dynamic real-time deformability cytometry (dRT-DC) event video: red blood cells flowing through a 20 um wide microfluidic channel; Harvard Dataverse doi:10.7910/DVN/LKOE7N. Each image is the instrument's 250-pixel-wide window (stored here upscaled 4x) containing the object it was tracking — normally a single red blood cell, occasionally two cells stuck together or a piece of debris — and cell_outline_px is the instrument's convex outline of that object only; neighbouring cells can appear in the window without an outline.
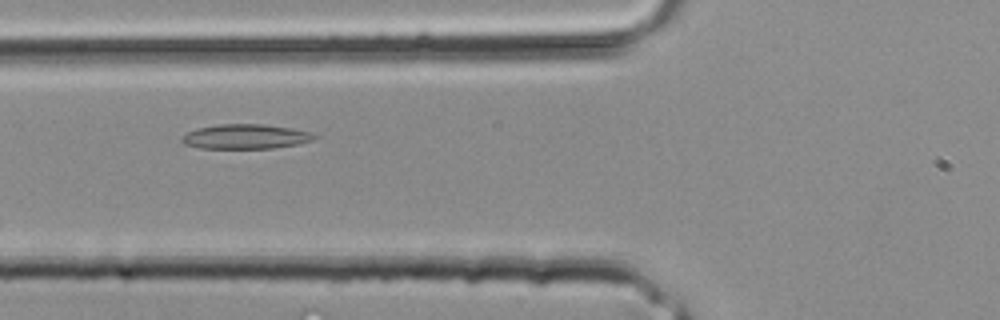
{"species": "common noctule bat (a hibernating species)", "species_latin": "Nyctalus noctula", "temperature_condition": "room temperature", "stored_images_in_passage": 3, "camera_frame_rate_fps": 3000, "um_per_image_px": 0.085, "animal": {"sex": "male", "body_mass_g": 20.4}, "frame": {"image": 1, "passage_image": 3, "time_ms": 0.667, "image_size_px": [1000, 320], "cell_outline_px": [[320, 136], [316, 140], [296, 144], [272, 148], [200, 148], [184, 144], [180, 140], [188, 132], [196, 128], [216, 124], [264, 124], [312, 132]], "centroid_in_image_um": [20.9, 11.6], "position_along_channel_um": 104.9, "area_um2": 19.07}}